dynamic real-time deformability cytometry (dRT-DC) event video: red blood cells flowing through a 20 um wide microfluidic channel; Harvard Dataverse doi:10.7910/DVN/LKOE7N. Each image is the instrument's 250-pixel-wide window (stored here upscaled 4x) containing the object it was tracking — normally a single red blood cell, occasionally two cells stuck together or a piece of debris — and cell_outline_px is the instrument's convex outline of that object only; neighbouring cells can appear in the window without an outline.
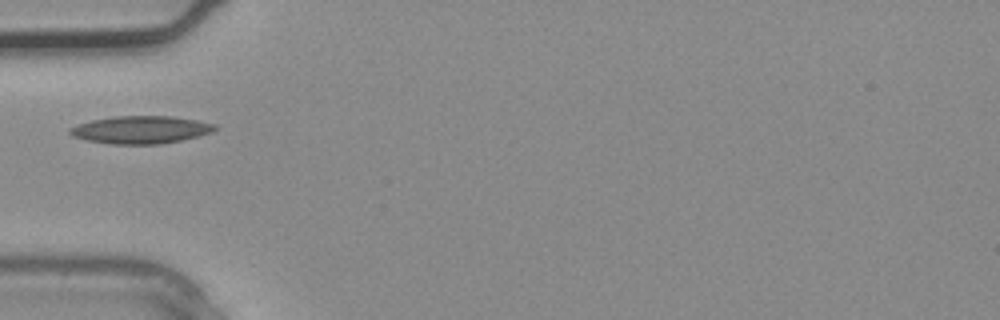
{"species": "common noctule bat (a hibernating species)", "species_latin": "Nyctalus noctula", "temperature_condition": "warm", "stored_images_in_passage": 1, "camera_frame_rate_fps": 3000, "um_per_image_px": 0.085, "animal": {"sex": "male", "body_mass_g": 20.4}, "frame": {"image": 1, "passage_image": 1, "time_ms": 0.0, "image_size_px": [1000, 320], "cell_outline_px": [[216, 128], [212, 132], [200, 136], [160, 144], [112, 144], [88, 140], [72, 136], [68, 132], [68, 128], [92, 120], [116, 116], [172, 116], [196, 120], [216, 124]], "centroid_in_image_um": [11.98, 11.03], "position_along_channel_um": 73.0, "area_um2": 23.24}}